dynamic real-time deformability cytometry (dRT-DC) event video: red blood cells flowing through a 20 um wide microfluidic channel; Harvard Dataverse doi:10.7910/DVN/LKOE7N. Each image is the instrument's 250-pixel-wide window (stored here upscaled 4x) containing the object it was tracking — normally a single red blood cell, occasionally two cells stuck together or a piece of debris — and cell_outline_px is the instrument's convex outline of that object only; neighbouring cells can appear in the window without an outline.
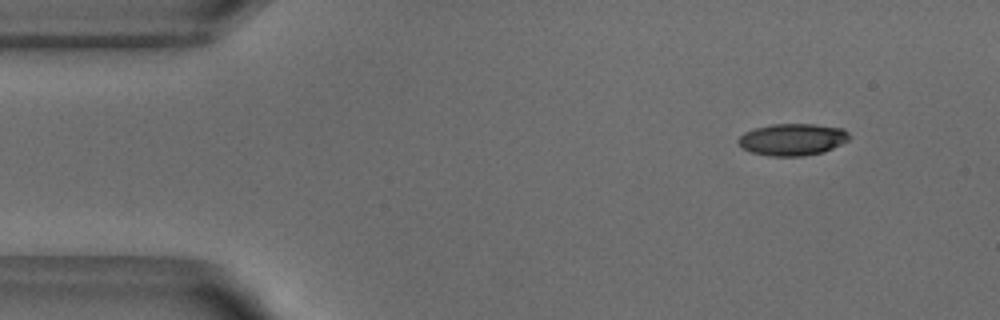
{"species": "common noctule bat (a hibernating species)", "species_latin": "Nyctalus noctula", "temperature_condition": "warm", "stored_images_in_passage": 47, "camera_frame_rate_fps": 3000, "um_per_image_px": 0.085, "animal": {"sex": "male", "body_mass_g": 18.8}, "frame": {"image": 1, "passage_image": 1, "time_ms": 0.0, "image_size_px": [1000, 320], "cell_outline_px": [[848, 140], [824, 152], [804, 156], [768, 156], [752, 152], [744, 148], [736, 140], [744, 132], [756, 128], [772, 124], [816, 124], [844, 128], [848, 132]], "centroid_in_image_um": [67.37, 11.85], "position_along_channel_um": 17.6, "area_um2": 20.58}}
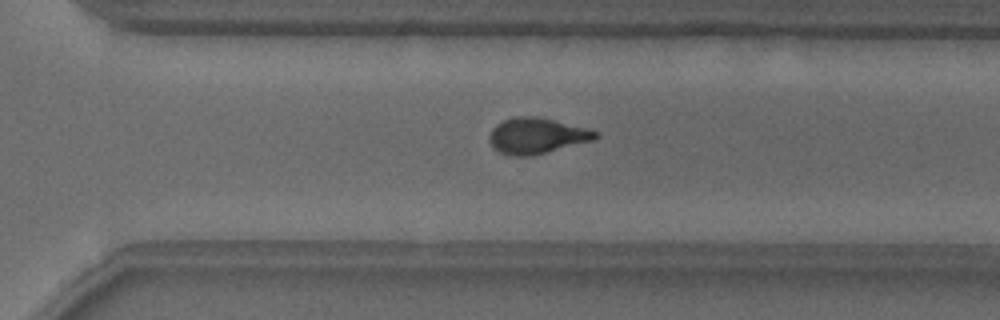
{"frame": {"image": 2, "passage_image": 31, "time_ms": 10.0, "image_size_px": [1000, 320], "cell_outline_px": [[600, 136], [592, 140], [532, 156], [508, 156], [492, 148], [488, 140], [488, 136], [492, 128], [496, 124], [504, 120], [516, 116], [536, 116], [588, 128], [600, 132]], "centroid_in_image_um": [45.59, 11.54], "position_along_channel_um": 325.0, "area_um2": 22.31}}
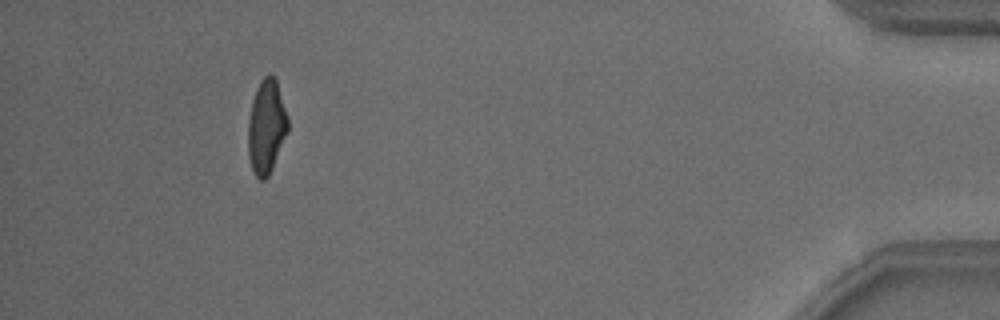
{"frame": {"image": 3, "passage_image": 43, "time_ms": 14.0, "image_size_px": [1000, 320], "cell_outline_px": [[288, 132], [272, 168], [268, 176], [264, 180], [260, 180], [256, 176], [252, 168], [248, 156], [248, 120], [252, 100], [256, 88], [260, 80], [264, 76], [272, 76], [276, 80], [288, 116]], "centroid_in_image_um": [22.64, 10.78], "position_along_channel_um": 412.6, "area_um2": 21.73}, "authors_computed_cell_mechanics": {"area_um2": 22.1374, "velocity_mm_per_s": 3.8752, "shape_relaxation_time_tau1_ms": 3.8183, "shape_relaxation_time_tau2_ms": 1.6682, "deformation_change_tau1": 0.1667, "deformation_change_tau2": 0.074}}